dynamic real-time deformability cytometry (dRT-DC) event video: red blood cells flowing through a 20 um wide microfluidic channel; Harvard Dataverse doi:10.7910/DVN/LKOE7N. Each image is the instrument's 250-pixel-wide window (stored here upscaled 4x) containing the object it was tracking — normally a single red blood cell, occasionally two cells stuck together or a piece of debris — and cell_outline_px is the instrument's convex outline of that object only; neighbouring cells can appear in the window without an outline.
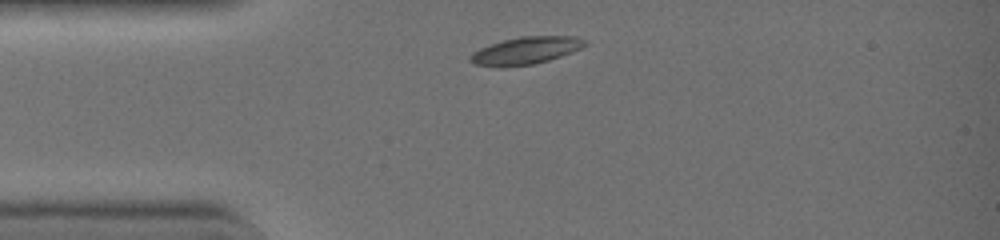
{"species": "common noctule bat (a hibernating species)", "species_latin": "Nyctalus noctula", "temperature_condition": "warm", "stored_images_in_passage": 4, "camera_frame_rate_fps": 3000, "um_per_image_px": 0.085, "animal": {"sex": "female", "body_mass_g": 19.0, "forearm_length_mm": 51.5}, "frame": {"image": 1, "passage_image": 1, "time_ms": 0.0, "image_size_px": [1000, 240], "cell_outline_px": [[588, 44], [572, 52], [536, 64], [472, 64], [468, 60], [468, 56], [472, 52], [480, 48], [504, 40], [520, 36], [576, 36], [588, 40]], "centroid_in_image_um": [44.76, 4.25], "position_along_channel_um": 40.2, "area_um2": 17.69}}
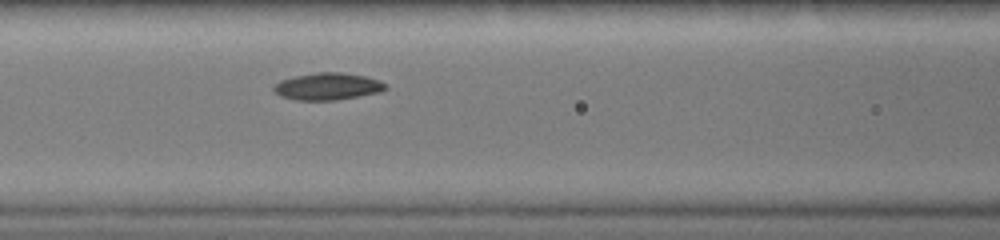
{"frame": {"image": 2, "passage_image": 4, "time_ms": 1.0, "image_size_px": [1000, 240], "cell_outline_px": [[388, 88], [380, 92], [336, 100], [296, 100], [280, 96], [272, 88], [280, 80], [292, 76], [316, 72], [344, 72], [364, 76], [380, 80], [388, 84]], "centroid_in_image_um": [27.87, 7.33], "position_along_channel_um": 138.7, "area_um2": 17.8}}